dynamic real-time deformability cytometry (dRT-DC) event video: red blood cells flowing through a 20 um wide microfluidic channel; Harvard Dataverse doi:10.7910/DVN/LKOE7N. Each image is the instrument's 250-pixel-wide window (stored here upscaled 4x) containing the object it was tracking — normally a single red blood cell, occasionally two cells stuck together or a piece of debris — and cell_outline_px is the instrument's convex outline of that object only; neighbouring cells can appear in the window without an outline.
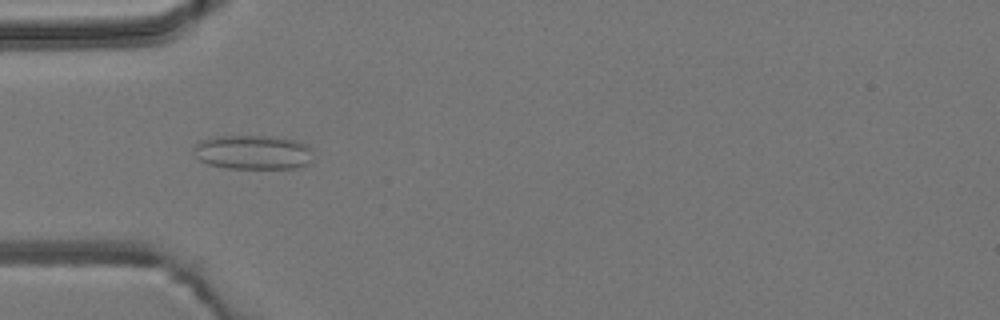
{"species": "common noctule bat (a hibernating species)", "species_latin": "Nyctalus noctula", "temperature_condition": "room temperature", "stored_images_in_passage": 8, "camera_frame_rate_fps": 3000, "um_per_image_px": 0.085, "animal": {"sex": "male", "body_mass_g": 19.2, "forearm_length_mm": 51.8}, "frame": {"image": 1, "passage_image": 5, "time_ms": 4.667, "image_size_px": [1000, 320], "cell_outline_px": [[312, 160], [308, 164], [300, 168], [228, 168], [208, 164], [200, 160], [196, 156], [192, 148], [200, 140], [220, 136], [276, 136], [296, 140], [308, 144], [312, 152]], "centroid_in_image_um": [21.55, 12.94], "position_along_channel_um": 63.5, "area_um2": 24.16}}
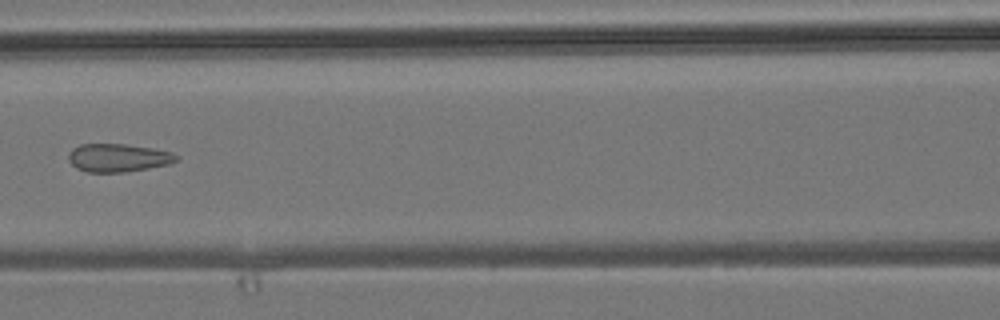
{"frame": {"image": 2, "passage_image": 7, "time_ms": 7.0, "image_size_px": [1000, 320], "cell_outline_px": [[180, 156], [176, 160], [168, 164], [148, 168], [124, 172], [88, 172], [76, 168], [68, 160], [68, 152], [72, 148], [80, 144], [128, 144], [152, 148], [172, 152]], "centroid_in_image_um": [10.01, 13.4], "position_along_channel_um": 156.6, "area_um2": 17.74}}
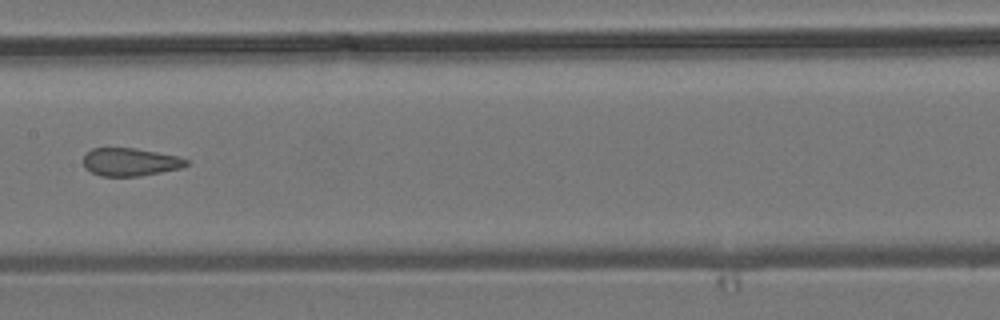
{"frame": {"image": 3, "passage_image": 8, "time_ms": 8.0, "image_size_px": [1000, 320], "cell_outline_px": [[188, 164], [180, 168], [140, 176], [100, 176], [84, 168], [84, 156], [92, 148], [136, 148], [180, 156], [188, 160]], "centroid_in_image_um": [11.08, 13.76], "position_along_channel_um": 196.3, "area_um2": 16.76}}